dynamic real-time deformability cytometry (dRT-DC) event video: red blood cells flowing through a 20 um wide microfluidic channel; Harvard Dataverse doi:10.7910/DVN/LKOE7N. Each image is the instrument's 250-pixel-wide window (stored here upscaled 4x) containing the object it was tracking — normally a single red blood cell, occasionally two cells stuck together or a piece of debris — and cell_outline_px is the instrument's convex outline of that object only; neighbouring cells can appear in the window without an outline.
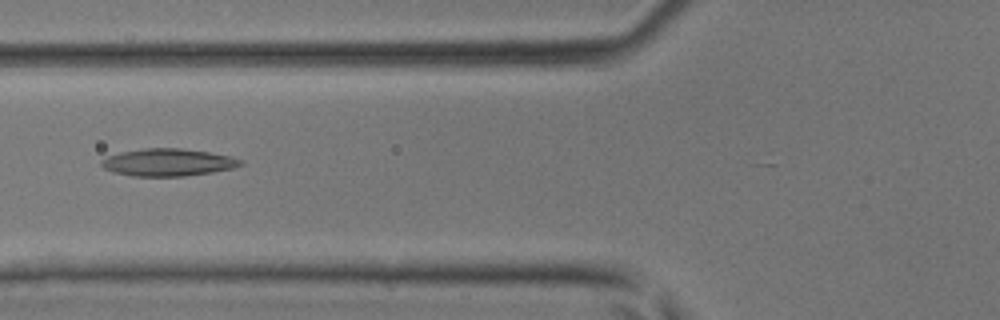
{"species": "common noctule bat (a hibernating species)", "species_latin": "Nyctalus noctula", "temperature_condition": "room temperature", "stored_images_in_passage": 17, "camera_frame_rate_fps": 3000, "um_per_image_px": 0.085, "animal": {"sex": "male", "body_mass_g": 17.9, "forearm_length_mm": 54.2}, "frame": {"image": 1, "passage_image": 12, "time_ms": 3.667, "image_size_px": [1000, 320], "cell_outline_px": [[244, 164], [232, 168], [212, 172], [184, 176], [132, 176], [112, 172], [104, 168], [100, 164], [100, 160], [108, 156], [120, 152], [144, 148], [180, 148], [208, 152], [228, 156], [244, 160]], "centroid_in_image_um": [14.25, 13.8], "position_along_channel_um": 111.6, "area_um2": 22.2}}
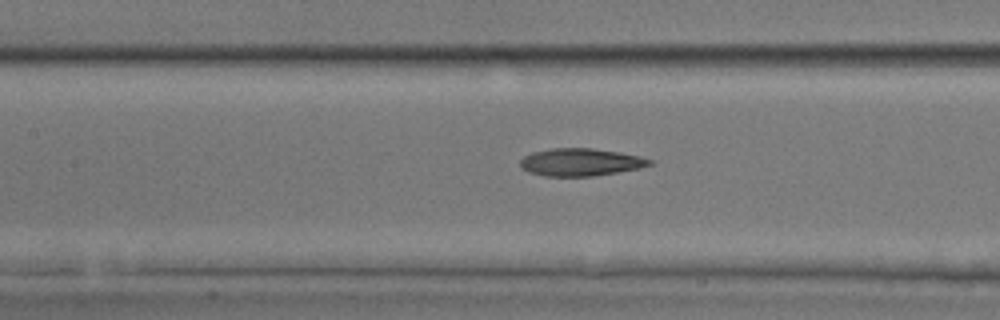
{"frame": {"image": 2, "passage_image": 15, "time_ms": 4.667, "image_size_px": [1000, 320], "cell_outline_px": [[652, 164], [640, 168], [592, 176], [544, 176], [528, 172], [520, 168], [520, 160], [524, 156], [532, 152], [552, 148], [592, 148], [620, 152], [640, 156], [652, 160]], "centroid_in_image_um": [49.32, 13.78], "position_along_channel_um": 158.1, "area_um2": 20.81}}